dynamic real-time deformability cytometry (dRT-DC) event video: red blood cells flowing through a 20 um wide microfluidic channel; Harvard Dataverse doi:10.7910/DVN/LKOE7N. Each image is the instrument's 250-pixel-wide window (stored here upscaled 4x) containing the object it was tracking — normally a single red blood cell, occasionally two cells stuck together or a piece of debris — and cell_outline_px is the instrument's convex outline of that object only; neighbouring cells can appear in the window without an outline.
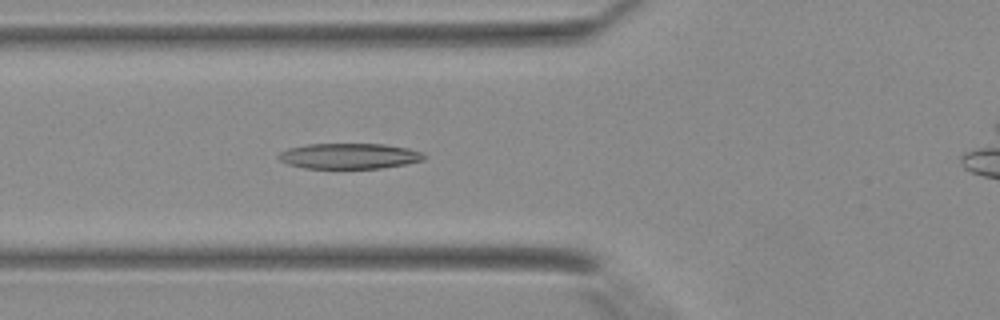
{"species": "Egyptian fruit bat (a non-hibernating species)", "species_latin": "Rousettus aegyptiacus", "temperature_condition": "warm", "stored_images_in_passage": 27, "camera_frame_rate_fps": 3000, "um_per_image_px": 0.085, "animal": {"sex": "female"}, "frame": {"image": 1, "passage_image": 4, "time_ms": 1.0, "image_size_px": [1000, 320], "cell_outline_px": [[424, 160], [404, 164], [380, 168], [304, 168], [288, 164], [280, 160], [276, 156], [280, 152], [288, 148], [308, 144], [384, 144], [408, 148], [424, 152]], "centroid_in_image_um": [29.67, 13.26], "position_along_channel_um": 96.1, "area_um2": 21.62}}
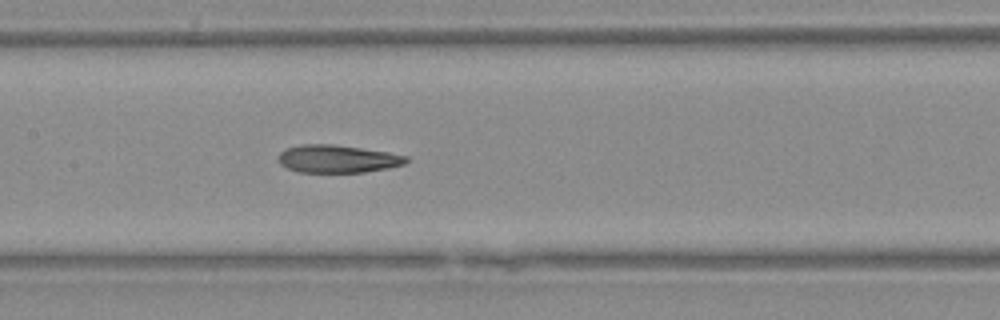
{"frame": {"image": 2, "passage_image": 9, "time_ms": 2.667, "image_size_px": [1000, 320], "cell_outline_px": [[408, 160], [404, 164], [388, 168], [364, 172], [300, 172], [288, 168], [280, 164], [280, 152], [288, 148], [304, 144], [332, 144], [388, 152], [408, 156]], "centroid_in_image_um": [28.72, 13.5], "position_along_channel_um": 178.7, "area_um2": 20.4}}
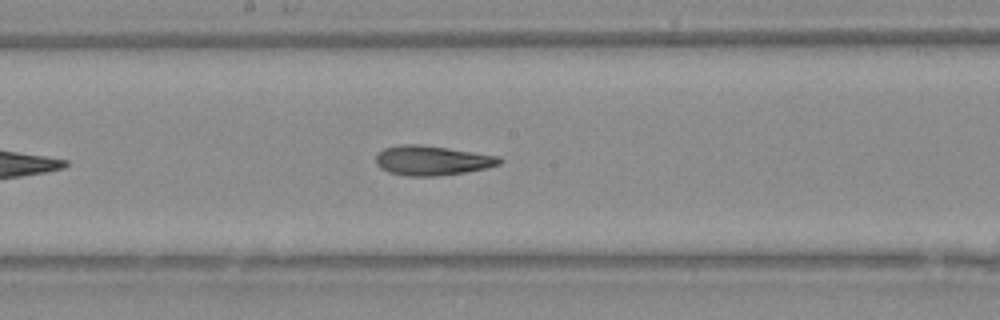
{"frame": {"image": 3, "passage_image": 11, "time_ms": 3.333, "image_size_px": [1000, 320], "cell_outline_px": [[504, 160], [500, 164], [488, 168], [464, 172], [436, 176], [408, 176], [388, 172], [380, 168], [376, 164], [376, 156], [384, 148], [400, 144], [420, 144], [448, 148], [500, 156]], "centroid_in_image_um": [36.74, 13.64], "position_along_channel_um": 211.5, "area_um2": 21.44}}